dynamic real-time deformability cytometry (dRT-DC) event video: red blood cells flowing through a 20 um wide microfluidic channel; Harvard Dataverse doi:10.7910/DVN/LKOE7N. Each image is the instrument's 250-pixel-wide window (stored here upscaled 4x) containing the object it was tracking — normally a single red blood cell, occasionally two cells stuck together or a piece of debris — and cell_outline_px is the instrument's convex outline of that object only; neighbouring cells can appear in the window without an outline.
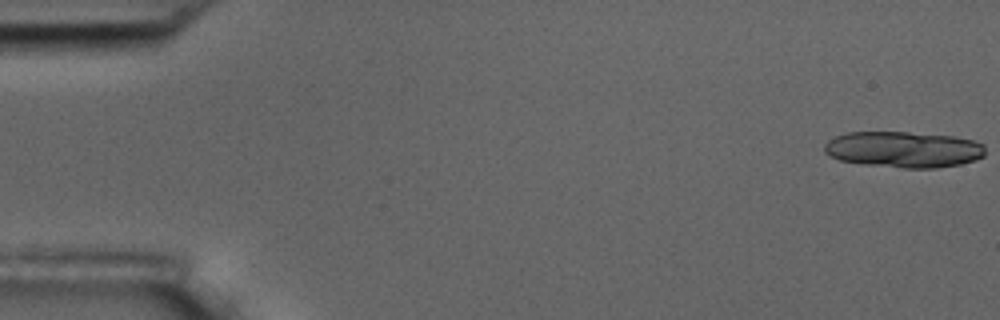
{"species": "common noctule bat (a hibernating species)", "species_latin": "Nyctalus noctula", "temperature_condition": "room temperature", "stored_images_in_passage": 4, "camera_frame_rate_fps": 3000, "um_per_image_px": 0.085, "animal": {"sex": "male", "body_mass_g": 17.5, "forearm_length_mm": 52.3}, "frame": {"image": 1, "passage_image": 1, "time_ms": 0.0, "image_size_px": [1000, 320], "cell_outline_px": [[984, 156], [976, 160], [960, 164], [936, 168], [904, 168], [864, 164], [840, 160], [824, 152], [824, 144], [828, 140], [836, 136], [848, 132], [908, 132], [952, 136], [972, 140], [984, 144]], "centroid_in_image_um": [76.81, 12.7], "position_along_channel_um": 8.2, "area_um2": 33.81}}